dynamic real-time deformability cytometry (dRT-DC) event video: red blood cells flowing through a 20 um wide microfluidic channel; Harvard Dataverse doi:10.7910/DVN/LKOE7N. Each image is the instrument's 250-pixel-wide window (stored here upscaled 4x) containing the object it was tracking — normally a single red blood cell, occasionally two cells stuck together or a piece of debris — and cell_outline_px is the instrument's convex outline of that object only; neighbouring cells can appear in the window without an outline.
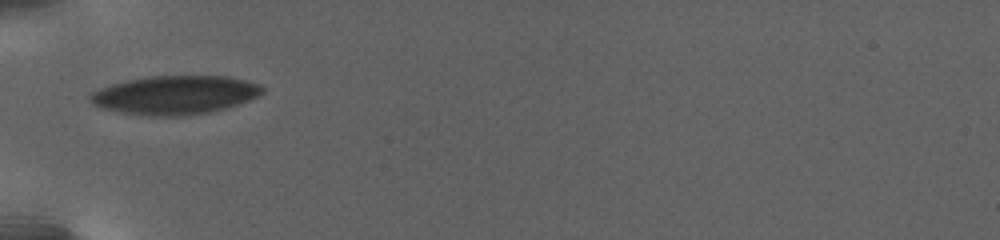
{"species": "human", "species_latin": "Homo sapiens", "temperature_condition": "warm", "stored_images_in_passage": 3, "camera_frame_rate_fps": 3000, "um_per_image_px": 0.085, "donor": {"sex": "female"}, "frame": {"image": 1, "passage_image": 2, "time_ms": 1.0, "image_size_px": [1000, 240], "cell_outline_px": [[264, 92], [248, 100], [224, 108], [208, 112], [188, 116], [148, 116], [100, 108], [92, 104], [88, 100], [88, 96], [92, 92], [108, 84], [124, 80], [148, 76], [228, 76], [260, 84], [264, 88]], "centroid_in_image_um": [14.81, 8.07], "position_along_channel_um": 70.2, "area_um2": 38.96}}